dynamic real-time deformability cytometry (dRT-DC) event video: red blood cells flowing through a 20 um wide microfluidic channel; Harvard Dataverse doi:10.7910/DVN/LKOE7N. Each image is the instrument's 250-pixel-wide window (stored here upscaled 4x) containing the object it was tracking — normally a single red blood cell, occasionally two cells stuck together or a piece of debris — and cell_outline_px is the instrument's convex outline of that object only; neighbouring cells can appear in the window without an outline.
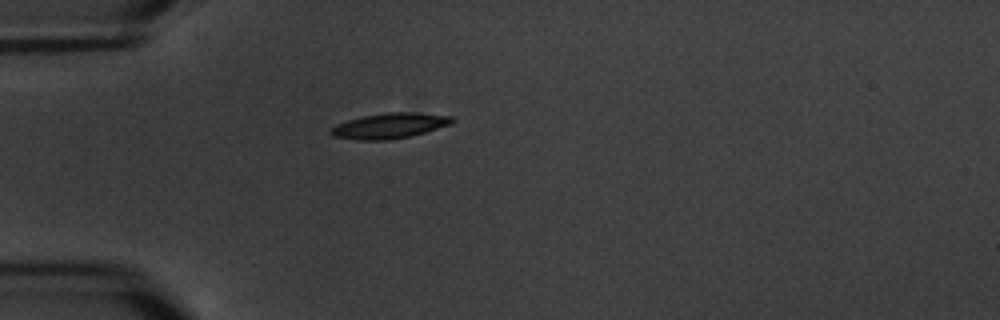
{"species": "common noctule bat (a hibernating species)", "species_latin": "Nyctalus noctula", "temperature_condition": "warm", "stored_images_in_passage": 3, "camera_frame_rate_fps": 3000, "um_per_image_px": 0.085, "animal": {"sex": "male", "body_mass_g": 20.1, "forearm_length_mm": 53.5}, "frame": {"image": 1, "passage_image": 1, "time_ms": 0.0, "image_size_px": [1000, 320], "cell_outline_px": [[456, 120], [452, 124], [424, 132], [408, 136], [388, 140], [360, 140], [332, 136], [328, 132], [328, 128], [336, 124], [348, 120], [364, 116], [388, 112], [408, 112], [452, 116]], "centroid_in_image_um": [33.08, 10.69], "position_along_channel_um": 51.9, "area_um2": 17.86}}